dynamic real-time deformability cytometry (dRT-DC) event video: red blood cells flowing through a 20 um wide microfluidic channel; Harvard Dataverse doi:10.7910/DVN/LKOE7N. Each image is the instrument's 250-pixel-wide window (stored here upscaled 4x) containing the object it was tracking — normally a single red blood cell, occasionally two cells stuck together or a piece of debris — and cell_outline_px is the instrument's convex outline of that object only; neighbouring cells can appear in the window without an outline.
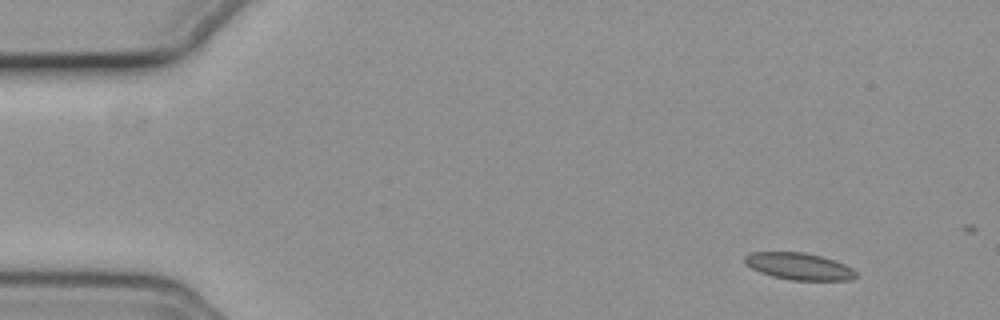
{"species": "common noctule bat (a hibernating species)", "species_latin": "Nyctalus noctula", "temperature_condition": "cold", "stored_images_in_passage": 12, "camera_frame_rate_fps": 3000, "um_per_image_px": 0.085, "animal": {"sex": "female", "body_mass_g": 19.3, "forearm_length_mm": 54.1}, "frame": {"image": 1, "passage_image": 1, "time_ms": 0.0, "image_size_px": [1000, 320], "cell_outline_px": [[856, 276], [852, 280], [792, 280], [772, 276], [760, 272], [744, 264], [744, 256], [752, 252], [804, 252], [824, 256], [836, 260], [852, 268], [856, 272]], "centroid_in_image_um": [67.92, 22.63], "position_along_channel_um": 17.1, "area_um2": 17.57}}